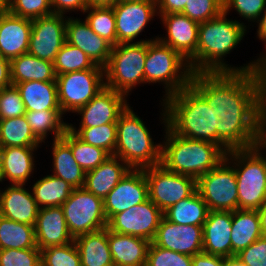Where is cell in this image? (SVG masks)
<instances>
[{"label":"cell","instance_id":"cell-2","mask_svg":"<svg viewBox=\"0 0 266 266\" xmlns=\"http://www.w3.org/2000/svg\"><path fill=\"white\" fill-rule=\"evenodd\" d=\"M226 15L223 11L219 16L199 24L196 73L252 71L254 61L241 67H231L223 61V57L230 54L247 31L244 23L229 20Z\"/></svg>","mask_w":266,"mask_h":266},{"label":"cell","instance_id":"cell-8","mask_svg":"<svg viewBox=\"0 0 266 266\" xmlns=\"http://www.w3.org/2000/svg\"><path fill=\"white\" fill-rule=\"evenodd\" d=\"M149 40L112 46L104 66L105 87L128 95L137 84H144V67Z\"/></svg>","mask_w":266,"mask_h":266},{"label":"cell","instance_id":"cell-14","mask_svg":"<svg viewBox=\"0 0 266 266\" xmlns=\"http://www.w3.org/2000/svg\"><path fill=\"white\" fill-rule=\"evenodd\" d=\"M51 14L32 20L28 52L39 59L53 62L66 42V18Z\"/></svg>","mask_w":266,"mask_h":266},{"label":"cell","instance_id":"cell-17","mask_svg":"<svg viewBox=\"0 0 266 266\" xmlns=\"http://www.w3.org/2000/svg\"><path fill=\"white\" fill-rule=\"evenodd\" d=\"M148 199V182L144 170L131 169L103 200L105 216L109 221L115 214Z\"/></svg>","mask_w":266,"mask_h":266},{"label":"cell","instance_id":"cell-13","mask_svg":"<svg viewBox=\"0 0 266 266\" xmlns=\"http://www.w3.org/2000/svg\"><path fill=\"white\" fill-rule=\"evenodd\" d=\"M163 217V211L148 199L115 214L108 221L107 228L115 233L132 235L152 242Z\"/></svg>","mask_w":266,"mask_h":266},{"label":"cell","instance_id":"cell-23","mask_svg":"<svg viewBox=\"0 0 266 266\" xmlns=\"http://www.w3.org/2000/svg\"><path fill=\"white\" fill-rule=\"evenodd\" d=\"M232 212L209 210L203 225V252L232 257Z\"/></svg>","mask_w":266,"mask_h":266},{"label":"cell","instance_id":"cell-41","mask_svg":"<svg viewBox=\"0 0 266 266\" xmlns=\"http://www.w3.org/2000/svg\"><path fill=\"white\" fill-rule=\"evenodd\" d=\"M90 10V11H89ZM83 13L90 28L112 46L116 45V22L112 6H90Z\"/></svg>","mask_w":266,"mask_h":266},{"label":"cell","instance_id":"cell-32","mask_svg":"<svg viewBox=\"0 0 266 266\" xmlns=\"http://www.w3.org/2000/svg\"><path fill=\"white\" fill-rule=\"evenodd\" d=\"M52 150L53 175L68 182L74 189L83 188L86 172L76 162L71 147L60 138L53 141Z\"/></svg>","mask_w":266,"mask_h":266},{"label":"cell","instance_id":"cell-15","mask_svg":"<svg viewBox=\"0 0 266 266\" xmlns=\"http://www.w3.org/2000/svg\"><path fill=\"white\" fill-rule=\"evenodd\" d=\"M116 22V45L133 43L157 13L156 0H120L112 6Z\"/></svg>","mask_w":266,"mask_h":266},{"label":"cell","instance_id":"cell-58","mask_svg":"<svg viewBox=\"0 0 266 266\" xmlns=\"http://www.w3.org/2000/svg\"><path fill=\"white\" fill-rule=\"evenodd\" d=\"M120 0H86L88 7L90 6H113Z\"/></svg>","mask_w":266,"mask_h":266},{"label":"cell","instance_id":"cell-24","mask_svg":"<svg viewBox=\"0 0 266 266\" xmlns=\"http://www.w3.org/2000/svg\"><path fill=\"white\" fill-rule=\"evenodd\" d=\"M33 193L24 184H11L0 190V215L10 220L34 226L39 212Z\"/></svg>","mask_w":266,"mask_h":266},{"label":"cell","instance_id":"cell-38","mask_svg":"<svg viewBox=\"0 0 266 266\" xmlns=\"http://www.w3.org/2000/svg\"><path fill=\"white\" fill-rule=\"evenodd\" d=\"M62 139L71 147L73 157L85 172L97 168L110 156L102 148L83 142L69 129Z\"/></svg>","mask_w":266,"mask_h":266},{"label":"cell","instance_id":"cell-60","mask_svg":"<svg viewBox=\"0 0 266 266\" xmlns=\"http://www.w3.org/2000/svg\"><path fill=\"white\" fill-rule=\"evenodd\" d=\"M3 181V161H2V148L0 147V182Z\"/></svg>","mask_w":266,"mask_h":266},{"label":"cell","instance_id":"cell-28","mask_svg":"<svg viewBox=\"0 0 266 266\" xmlns=\"http://www.w3.org/2000/svg\"><path fill=\"white\" fill-rule=\"evenodd\" d=\"M15 86L26 111L61 110L56 81H24Z\"/></svg>","mask_w":266,"mask_h":266},{"label":"cell","instance_id":"cell-31","mask_svg":"<svg viewBox=\"0 0 266 266\" xmlns=\"http://www.w3.org/2000/svg\"><path fill=\"white\" fill-rule=\"evenodd\" d=\"M12 85L24 81H56L53 62L39 59L29 53L10 61Z\"/></svg>","mask_w":266,"mask_h":266},{"label":"cell","instance_id":"cell-56","mask_svg":"<svg viewBox=\"0 0 266 266\" xmlns=\"http://www.w3.org/2000/svg\"><path fill=\"white\" fill-rule=\"evenodd\" d=\"M262 13H263L261 14L262 17L260 16L256 21L258 23L257 36L259 37V40L261 39L263 42L266 43V8Z\"/></svg>","mask_w":266,"mask_h":266},{"label":"cell","instance_id":"cell-43","mask_svg":"<svg viewBox=\"0 0 266 266\" xmlns=\"http://www.w3.org/2000/svg\"><path fill=\"white\" fill-rule=\"evenodd\" d=\"M223 11V0H188L181 14L200 24L219 16Z\"/></svg>","mask_w":266,"mask_h":266},{"label":"cell","instance_id":"cell-5","mask_svg":"<svg viewBox=\"0 0 266 266\" xmlns=\"http://www.w3.org/2000/svg\"><path fill=\"white\" fill-rule=\"evenodd\" d=\"M161 151V143L154 144L143 120L128 105L117 121L114 155L131 169H144L161 164Z\"/></svg>","mask_w":266,"mask_h":266},{"label":"cell","instance_id":"cell-18","mask_svg":"<svg viewBox=\"0 0 266 266\" xmlns=\"http://www.w3.org/2000/svg\"><path fill=\"white\" fill-rule=\"evenodd\" d=\"M127 96L105 87L88 104L75 112L81 117L80 128L98 127L107 123H117L121 113L127 108Z\"/></svg>","mask_w":266,"mask_h":266},{"label":"cell","instance_id":"cell-53","mask_svg":"<svg viewBox=\"0 0 266 266\" xmlns=\"http://www.w3.org/2000/svg\"><path fill=\"white\" fill-rule=\"evenodd\" d=\"M188 0H156L158 15L181 13Z\"/></svg>","mask_w":266,"mask_h":266},{"label":"cell","instance_id":"cell-52","mask_svg":"<svg viewBox=\"0 0 266 266\" xmlns=\"http://www.w3.org/2000/svg\"><path fill=\"white\" fill-rule=\"evenodd\" d=\"M254 147H266V107L258 106L256 112V138Z\"/></svg>","mask_w":266,"mask_h":266},{"label":"cell","instance_id":"cell-7","mask_svg":"<svg viewBox=\"0 0 266 266\" xmlns=\"http://www.w3.org/2000/svg\"><path fill=\"white\" fill-rule=\"evenodd\" d=\"M192 70L188 61L157 37L148 41L144 83L163 82L165 98L190 85Z\"/></svg>","mask_w":266,"mask_h":266},{"label":"cell","instance_id":"cell-3","mask_svg":"<svg viewBox=\"0 0 266 266\" xmlns=\"http://www.w3.org/2000/svg\"><path fill=\"white\" fill-rule=\"evenodd\" d=\"M162 111L166 141L161 144V164L167 170L188 175L197 180L225 159L226 152L219 145L188 139L173 133L166 126L165 108Z\"/></svg>","mask_w":266,"mask_h":266},{"label":"cell","instance_id":"cell-10","mask_svg":"<svg viewBox=\"0 0 266 266\" xmlns=\"http://www.w3.org/2000/svg\"><path fill=\"white\" fill-rule=\"evenodd\" d=\"M104 69H86L56 76L58 102L63 114L88 104L105 88Z\"/></svg>","mask_w":266,"mask_h":266},{"label":"cell","instance_id":"cell-27","mask_svg":"<svg viewBox=\"0 0 266 266\" xmlns=\"http://www.w3.org/2000/svg\"><path fill=\"white\" fill-rule=\"evenodd\" d=\"M79 250L81 266H114L108 244V228L74 238Z\"/></svg>","mask_w":266,"mask_h":266},{"label":"cell","instance_id":"cell-22","mask_svg":"<svg viewBox=\"0 0 266 266\" xmlns=\"http://www.w3.org/2000/svg\"><path fill=\"white\" fill-rule=\"evenodd\" d=\"M37 247L66 245L74 241L61 206L40 208L34 225Z\"/></svg>","mask_w":266,"mask_h":266},{"label":"cell","instance_id":"cell-6","mask_svg":"<svg viewBox=\"0 0 266 266\" xmlns=\"http://www.w3.org/2000/svg\"><path fill=\"white\" fill-rule=\"evenodd\" d=\"M225 160L234 162L238 209L258 210L266 199V157L251 147L229 151Z\"/></svg>","mask_w":266,"mask_h":266},{"label":"cell","instance_id":"cell-36","mask_svg":"<svg viewBox=\"0 0 266 266\" xmlns=\"http://www.w3.org/2000/svg\"><path fill=\"white\" fill-rule=\"evenodd\" d=\"M38 248L34 226L0 215V249Z\"/></svg>","mask_w":266,"mask_h":266},{"label":"cell","instance_id":"cell-63","mask_svg":"<svg viewBox=\"0 0 266 266\" xmlns=\"http://www.w3.org/2000/svg\"><path fill=\"white\" fill-rule=\"evenodd\" d=\"M126 1H143V0H126Z\"/></svg>","mask_w":266,"mask_h":266},{"label":"cell","instance_id":"cell-11","mask_svg":"<svg viewBox=\"0 0 266 266\" xmlns=\"http://www.w3.org/2000/svg\"><path fill=\"white\" fill-rule=\"evenodd\" d=\"M196 188L209 210L233 212L238 209L235 170L225 159L200 176L196 180Z\"/></svg>","mask_w":266,"mask_h":266},{"label":"cell","instance_id":"cell-33","mask_svg":"<svg viewBox=\"0 0 266 266\" xmlns=\"http://www.w3.org/2000/svg\"><path fill=\"white\" fill-rule=\"evenodd\" d=\"M208 212L207 204L196 190L188 198L165 210L163 216L174 224L203 226Z\"/></svg>","mask_w":266,"mask_h":266},{"label":"cell","instance_id":"cell-26","mask_svg":"<svg viewBox=\"0 0 266 266\" xmlns=\"http://www.w3.org/2000/svg\"><path fill=\"white\" fill-rule=\"evenodd\" d=\"M150 241L108 229V244L114 266H146Z\"/></svg>","mask_w":266,"mask_h":266},{"label":"cell","instance_id":"cell-54","mask_svg":"<svg viewBox=\"0 0 266 266\" xmlns=\"http://www.w3.org/2000/svg\"><path fill=\"white\" fill-rule=\"evenodd\" d=\"M192 266H225V257L201 252L192 256Z\"/></svg>","mask_w":266,"mask_h":266},{"label":"cell","instance_id":"cell-9","mask_svg":"<svg viewBox=\"0 0 266 266\" xmlns=\"http://www.w3.org/2000/svg\"><path fill=\"white\" fill-rule=\"evenodd\" d=\"M61 208L73 238L107 227L103 199L84 187L73 189Z\"/></svg>","mask_w":266,"mask_h":266},{"label":"cell","instance_id":"cell-20","mask_svg":"<svg viewBox=\"0 0 266 266\" xmlns=\"http://www.w3.org/2000/svg\"><path fill=\"white\" fill-rule=\"evenodd\" d=\"M66 42L83 51L96 65L104 67L111 54L112 45L97 35L86 21L67 18Z\"/></svg>","mask_w":266,"mask_h":266},{"label":"cell","instance_id":"cell-49","mask_svg":"<svg viewBox=\"0 0 266 266\" xmlns=\"http://www.w3.org/2000/svg\"><path fill=\"white\" fill-rule=\"evenodd\" d=\"M236 256L246 266H266V237H260Z\"/></svg>","mask_w":266,"mask_h":266},{"label":"cell","instance_id":"cell-4","mask_svg":"<svg viewBox=\"0 0 266 266\" xmlns=\"http://www.w3.org/2000/svg\"><path fill=\"white\" fill-rule=\"evenodd\" d=\"M166 126L182 137L213 143V108L189 85L164 98Z\"/></svg>","mask_w":266,"mask_h":266},{"label":"cell","instance_id":"cell-35","mask_svg":"<svg viewBox=\"0 0 266 266\" xmlns=\"http://www.w3.org/2000/svg\"><path fill=\"white\" fill-rule=\"evenodd\" d=\"M73 189L68 182L54 175H47L32 185V193L39 208L61 206Z\"/></svg>","mask_w":266,"mask_h":266},{"label":"cell","instance_id":"cell-45","mask_svg":"<svg viewBox=\"0 0 266 266\" xmlns=\"http://www.w3.org/2000/svg\"><path fill=\"white\" fill-rule=\"evenodd\" d=\"M7 11L30 20L53 14L50 0H9Z\"/></svg>","mask_w":266,"mask_h":266},{"label":"cell","instance_id":"cell-21","mask_svg":"<svg viewBox=\"0 0 266 266\" xmlns=\"http://www.w3.org/2000/svg\"><path fill=\"white\" fill-rule=\"evenodd\" d=\"M31 31L32 20L3 11L0 15V55L11 61L26 54Z\"/></svg>","mask_w":266,"mask_h":266},{"label":"cell","instance_id":"cell-50","mask_svg":"<svg viewBox=\"0 0 266 266\" xmlns=\"http://www.w3.org/2000/svg\"><path fill=\"white\" fill-rule=\"evenodd\" d=\"M252 73L257 84L258 106L266 107V53L254 60Z\"/></svg>","mask_w":266,"mask_h":266},{"label":"cell","instance_id":"cell-1","mask_svg":"<svg viewBox=\"0 0 266 266\" xmlns=\"http://www.w3.org/2000/svg\"><path fill=\"white\" fill-rule=\"evenodd\" d=\"M190 86L213 108V144L226 153L254 147L258 95L252 71L193 73Z\"/></svg>","mask_w":266,"mask_h":266},{"label":"cell","instance_id":"cell-30","mask_svg":"<svg viewBox=\"0 0 266 266\" xmlns=\"http://www.w3.org/2000/svg\"><path fill=\"white\" fill-rule=\"evenodd\" d=\"M232 256L262 237L257 210L236 209L232 212Z\"/></svg>","mask_w":266,"mask_h":266},{"label":"cell","instance_id":"cell-48","mask_svg":"<svg viewBox=\"0 0 266 266\" xmlns=\"http://www.w3.org/2000/svg\"><path fill=\"white\" fill-rule=\"evenodd\" d=\"M224 12L235 8L238 14L248 21L255 22L266 8V0H223Z\"/></svg>","mask_w":266,"mask_h":266},{"label":"cell","instance_id":"cell-51","mask_svg":"<svg viewBox=\"0 0 266 266\" xmlns=\"http://www.w3.org/2000/svg\"><path fill=\"white\" fill-rule=\"evenodd\" d=\"M53 14L63 15L70 11L81 10L84 12L88 8L86 0H50Z\"/></svg>","mask_w":266,"mask_h":266},{"label":"cell","instance_id":"cell-19","mask_svg":"<svg viewBox=\"0 0 266 266\" xmlns=\"http://www.w3.org/2000/svg\"><path fill=\"white\" fill-rule=\"evenodd\" d=\"M152 242L161 248L193 256L203 252V226L174 224L163 217Z\"/></svg>","mask_w":266,"mask_h":266},{"label":"cell","instance_id":"cell-55","mask_svg":"<svg viewBox=\"0 0 266 266\" xmlns=\"http://www.w3.org/2000/svg\"><path fill=\"white\" fill-rule=\"evenodd\" d=\"M12 85L10 60L0 55V90Z\"/></svg>","mask_w":266,"mask_h":266},{"label":"cell","instance_id":"cell-61","mask_svg":"<svg viewBox=\"0 0 266 266\" xmlns=\"http://www.w3.org/2000/svg\"><path fill=\"white\" fill-rule=\"evenodd\" d=\"M9 5V0H0V8H2L4 11L7 10Z\"/></svg>","mask_w":266,"mask_h":266},{"label":"cell","instance_id":"cell-29","mask_svg":"<svg viewBox=\"0 0 266 266\" xmlns=\"http://www.w3.org/2000/svg\"><path fill=\"white\" fill-rule=\"evenodd\" d=\"M34 150L37 147L2 148L3 180L6 178L11 184L25 185L35 169Z\"/></svg>","mask_w":266,"mask_h":266},{"label":"cell","instance_id":"cell-46","mask_svg":"<svg viewBox=\"0 0 266 266\" xmlns=\"http://www.w3.org/2000/svg\"><path fill=\"white\" fill-rule=\"evenodd\" d=\"M0 266H41V250L0 249Z\"/></svg>","mask_w":266,"mask_h":266},{"label":"cell","instance_id":"cell-64","mask_svg":"<svg viewBox=\"0 0 266 266\" xmlns=\"http://www.w3.org/2000/svg\"><path fill=\"white\" fill-rule=\"evenodd\" d=\"M3 11H4V10H3L2 8H0V15L2 14Z\"/></svg>","mask_w":266,"mask_h":266},{"label":"cell","instance_id":"cell-12","mask_svg":"<svg viewBox=\"0 0 266 266\" xmlns=\"http://www.w3.org/2000/svg\"><path fill=\"white\" fill-rule=\"evenodd\" d=\"M149 199L163 212L196 190V179L167 170L162 164L144 168Z\"/></svg>","mask_w":266,"mask_h":266},{"label":"cell","instance_id":"cell-62","mask_svg":"<svg viewBox=\"0 0 266 266\" xmlns=\"http://www.w3.org/2000/svg\"><path fill=\"white\" fill-rule=\"evenodd\" d=\"M259 152H261L262 151V148H263V150L264 149H266V147H255Z\"/></svg>","mask_w":266,"mask_h":266},{"label":"cell","instance_id":"cell-57","mask_svg":"<svg viewBox=\"0 0 266 266\" xmlns=\"http://www.w3.org/2000/svg\"><path fill=\"white\" fill-rule=\"evenodd\" d=\"M257 211L260 219V229L262 236L266 237V199L263 201L262 205Z\"/></svg>","mask_w":266,"mask_h":266},{"label":"cell","instance_id":"cell-47","mask_svg":"<svg viewBox=\"0 0 266 266\" xmlns=\"http://www.w3.org/2000/svg\"><path fill=\"white\" fill-rule=\"evenodd\" d=\"M26 109L15 85L0 90V119L25 115Z\"/></svg>","mask_w":266,"mask_h":266},{"label":"cell","instance_id":"cell-42","mask_svg":"<svg viewBox=\"0 0 266 266\" xmlns=\"http://www.w3.org/2000/svg\"><path fill=\"white\" fill-rule=\"evenodd\" d=\"M41 266H81L80 253L75 242L42 249Z\"/></svg>","mask_w":266,"mask_h":266},{"label":"cell","instance_id":"cell-16","mask_svg":"<svg viewBox=\"0 0 266 266\" xmlns=\"http://www.w3.org/2000/svg\"><path fill=\"white\" fill-rule=\"evenodd\" d=\"M167 29V36L157 37L162 43L179 52L196 73V50L198 43L199 23L181 13L159 15Z\"/></svg>","mask_w":266,"mask_h":266},{"label":"cell","instance_id":"cell-40","mask_svg":"<svg viewBox=\"0 0 266 266\" xmlns=\"http://www.w3.org/2000/svg\"><path fill=\"white\" fill-rule=\"evenodd\" d=\"M53 65L56 76L86 69H104V67L96 65L83 51L68 42H65L57 53Z\"/></svg>","mask_w":266,"mask_h":266},{"label":"cell","instance_id":"cell-44","mask_svg":"<svg viewBox=\"0 0 266 266\" xmlns=\"http://www.w3.org/2000/svg\"><path fill=\"white\" fill-rule=\"evenodd\" d=\"M146 266H192V256L161 248L151 242Z\"/></svg>","mask_w":266,"mask_h":266},{"label":"cell","instance_id":"cell-39","mask_svg":"<svg viewBox=\"0 0 266 266\" xmlns=\"http://www.w3.org/2000/svg\"><path fill=\"white\" fill-rule=\"evenodd\" d=\"M68 129L83 142L102 148L109 155H114L117 142V123H107L98 127L79 128L68 124Z\"/></svg>","mask_w":266,"mask_h":266},{"label":"cell","instance_id":"cell-37","mask_svg":"<svg viewBox=\"0 0 266 266\" xmlns=\"http://www.w3.org/2000/svg\"><path fill=\"white\" fill-rule=\"evenodd\" d=\"M62 115L61 110L26 111L25 113L32 132L41 142L46 140L48 132L54 133L53 140L64 136L68 124L62 120Z\"/></svg>","mask_w":266,"mask_h":266},{"label":"cell","instance_id":"cell-59","mask_svg":"<svg viewBox=\"0 0 266 266\" xmlns=\"http://www.w3.org/2000/svg\"><path fill=\"white\" fill-rule=\"evenodd\" d=\"M225 266H246L236 255L225 257Z\"/></svg>","mask_w":266,"mask_h":266},{"label":"cell","instance_id":"cell-25","mask_svg":"<svg viewBox=\"0 0 266 266\" xmlns=\"http://www.w3.org/2000/svg\"><path fill=\"white\" fill-rule=\"evenodd\" d=\"M130 170L119 157L110 155L97 168L86 172L84 188L104 200Z\"/></svg>","mask_w":266,"mask_h":266},{"label":"cell","instance_id":"cell-34","mask_svg":"<svg viewBox=\"0 0 266 266\" xmlns=\"http://www.w3.org/2000/svg\"><path fill=\"white\" fill-rule=\"evenodd\" d=\"M42 143L32 132L25 115L0 119V147H39Z\"/></svg>","mask_w":266,"mask_h":266}]
</instances>
